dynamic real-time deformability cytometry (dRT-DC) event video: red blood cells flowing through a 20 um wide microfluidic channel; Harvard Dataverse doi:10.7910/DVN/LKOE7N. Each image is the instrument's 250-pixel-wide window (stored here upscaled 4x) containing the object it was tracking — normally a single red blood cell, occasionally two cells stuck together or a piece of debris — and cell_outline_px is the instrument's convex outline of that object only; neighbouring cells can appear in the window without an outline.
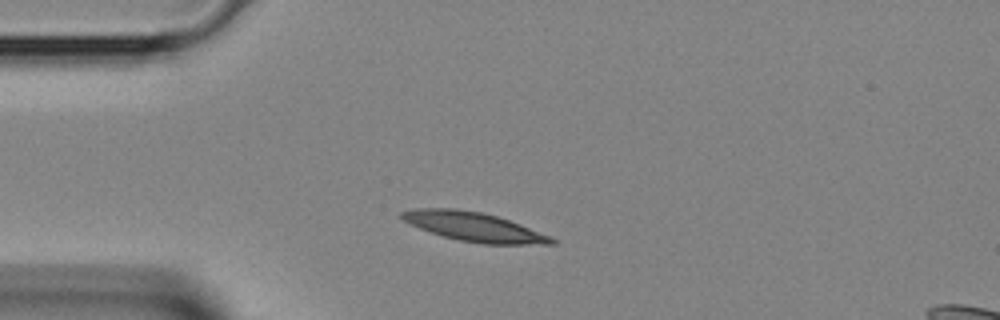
{"species": "Egyptian fruit bat (a non-hibernating species)", "species_latin": "Rousettus aegyptiacus", "temperature_condition": "room temperature", "stored_images_in_passage": 3, "camera_frame_rate_fps": 3000, "um_per_image_px": 0.085, "animal": {"sex": "female"}, "frame": {"image": 1, "passage_image": 2, "time_ms": 0.333, "image_size_px": [1000, 320], "cell_outline_px": [[556, 244], [480, 244], [460, 240], [444, 236], [420, 228], [404, 220], [400, 216], [400, 212], [416, 208], [456, 208], [480, 212], [496, 216], [520, 224], [552, 236], [556, 240]], "centroid_in_image_um": [40.32, 19.28], "position_along_channel_um": 44.7, "area_um2": 25.14}}